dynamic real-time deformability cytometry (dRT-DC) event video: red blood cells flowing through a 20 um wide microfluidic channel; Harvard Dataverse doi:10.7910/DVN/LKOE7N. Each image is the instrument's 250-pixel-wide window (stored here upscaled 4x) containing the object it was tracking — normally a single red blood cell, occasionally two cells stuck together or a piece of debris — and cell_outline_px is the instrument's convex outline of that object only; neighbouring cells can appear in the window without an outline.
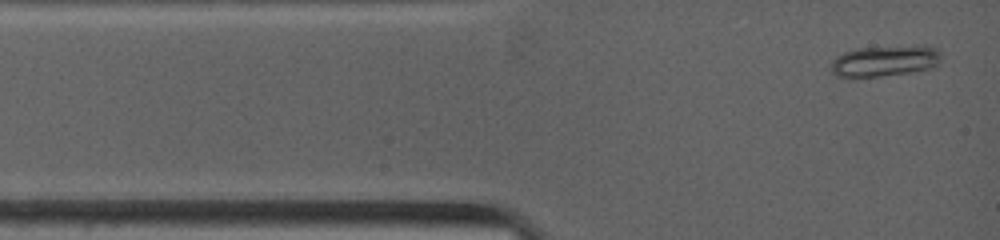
{"species": "common noctule bat (a hibernating species)", "species_latin": "Nyctalus noctula", "temperature_condition": "warm", "stored_images_in_passage": 58, "camera_frame_rate_fps": 4500, "um_per_image_px": 0.085, "animal": {"sex": "female", "body_mass_g": 19.0, "forearm_length_mm": 53.3}, "frame": {"image": 1, "passage_image": 2, "time_ms": 0.222, "image_size_px": [1000, 240], "cell_outline_px": [[944, 56], [932, 68], [912, 72], [852, 80], [836, 76], [832, 72], [832, 60], [836, 56], [844, 52], [856, 48], [916, 44], [928, 44], [936, 48]], "centroid_in_image_um": [75.22, 5.18], "position_along_channel_um": 9.8, "area_um2": 21.04}}
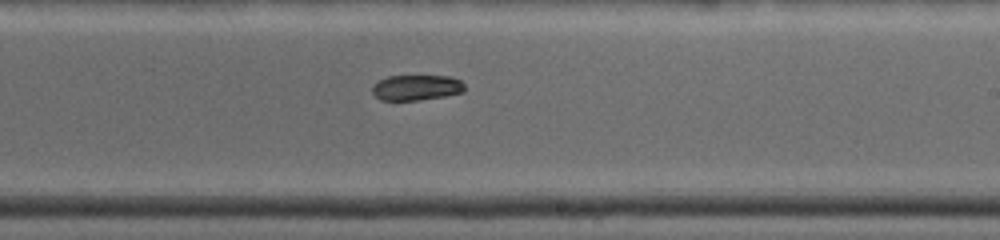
{"frame": {"image": 2, "passage_image": 32, "time_ms": 7.333, "image_size_px": [1000, 240], "cell_outline_px": [[464, 92], [444, 96], [420, 100], [380, 100], [372, 92], [372, 84], [388, 76], [448, 76], [460, 80], [464, 84]], "centroid_in_image_um": [35.38, 7.44], "position_along_channel_um": 253.6, "area_um2": 13.7}}
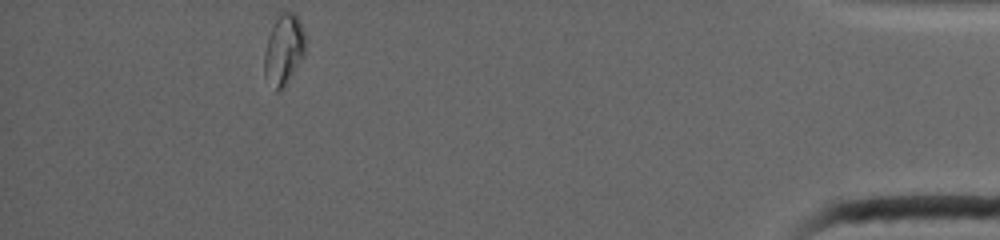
{"frame": {"image": 3, "passage_image": 58, "time_ms": 13.333, "image_size_px": [1000, 240], "cell_outline_px": [[304, 56], [284, 88], [280, 92], [276, 92], [264, 76], [264, 52], [268, 36], [280, 12], [292, 12], [300, 20], [304, 32]], "centroid_in_image_um": [24.11, 4.27], "position_along_channel_um": 411.1, "area_um2": 16.88}}